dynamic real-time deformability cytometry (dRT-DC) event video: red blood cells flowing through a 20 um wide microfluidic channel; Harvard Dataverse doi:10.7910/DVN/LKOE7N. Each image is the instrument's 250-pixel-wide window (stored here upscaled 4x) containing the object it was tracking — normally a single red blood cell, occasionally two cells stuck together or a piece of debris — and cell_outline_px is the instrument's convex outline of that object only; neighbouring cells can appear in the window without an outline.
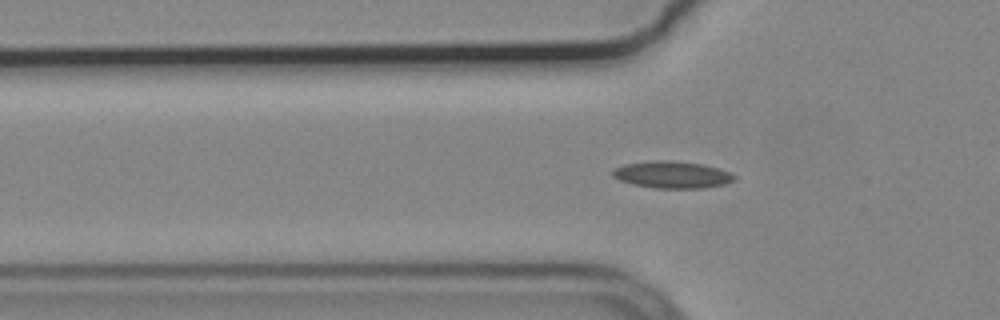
{"species": "common noctule bat (a hibernating species)", "species_latin": "Nyctalus noctula", "temperature_condition": "cold", "stored_images_in_passage": 39, "camera_frame_rate_fps": 3000, "um_per_image_px": 0.085, "animal": {"sex": "male", "body_mass_g": 19.2, "forearm_length_mm": 51.8}, "frame": {"image": 1, "passage_image": 9, "time_ms": 2.667, "image_size_px": [1000, 320], "cell_outline_px": [[736, 180], [724, 184], [700, 188], [656, 188], [632, 184], [620, 180], [612, 176], [612, 168], [624, 164], [652, 160], [672, 160], [704, 164], [728, 172], [736, 176]], "centroid_in_image_um": [57.09, 14.84], "position_along_channel_um": 68.7, "area_um2": 19.19}}
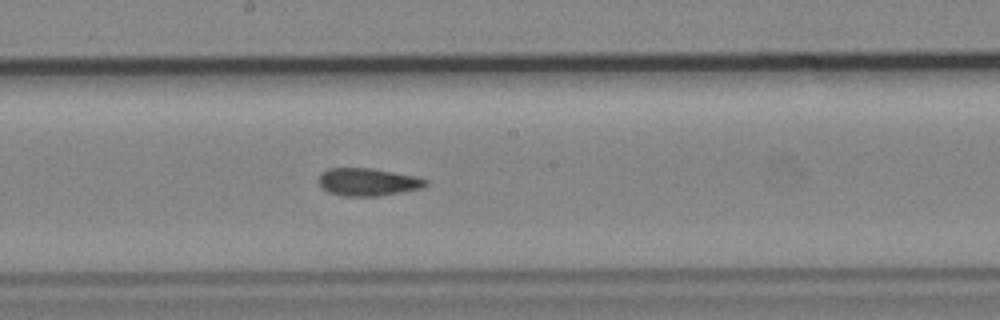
{"frame": {"image": 2, "passage_image": 21, "time_ms": 6.667, "image_size_px": [1000, 320], "cell_outline_px": [[428, 184], [420, 188], [380, 196], [344, 196], [328, 192], [320, 184], [320, 172], [328, 168], [372, 168], [416, 176], [428, 180]], "centroid_in_image_um": [31.27, 15.46], "position_along_channel_um": 216.9, "area_um2": 17.17}}
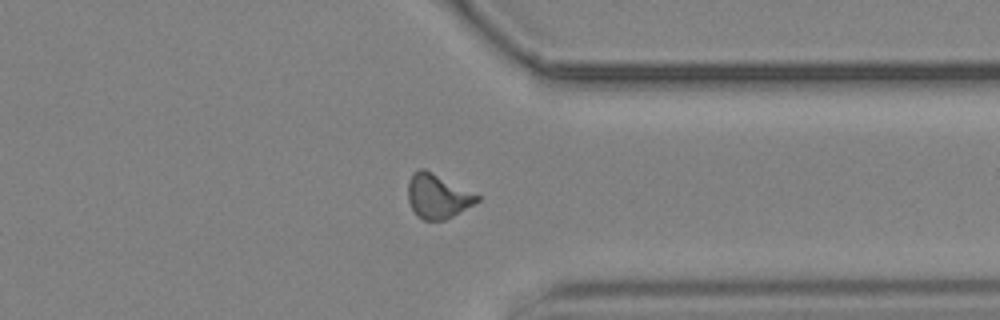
{"frame": {"image": 3, "passage_image": 34, "time_ms": 11.0, "image_size_px": [1000, 320], "cell_outline_px": [[480, 200], [452, 216], [444, 220], [424, 220], [412, 208], [408, 200], [408, 180], [412, 172], [420, 168], [424, 168], [480, 196]], "centroid_in_image_um": [37.17, 16.65], "position_along_channel_um": 374.2, "area_um2": 17.51}, "authors_computed_cell_mechanics": {"area_um2": 17.34, "velocity_mm_per_s": 3.6997, "shape_relaxation_time_tau1_ms": null, "shape_relaxation_time_tau2_ms": 3.2363, "deformation_change_tau1": null, "deformation_change_tau2": 0.1007}}